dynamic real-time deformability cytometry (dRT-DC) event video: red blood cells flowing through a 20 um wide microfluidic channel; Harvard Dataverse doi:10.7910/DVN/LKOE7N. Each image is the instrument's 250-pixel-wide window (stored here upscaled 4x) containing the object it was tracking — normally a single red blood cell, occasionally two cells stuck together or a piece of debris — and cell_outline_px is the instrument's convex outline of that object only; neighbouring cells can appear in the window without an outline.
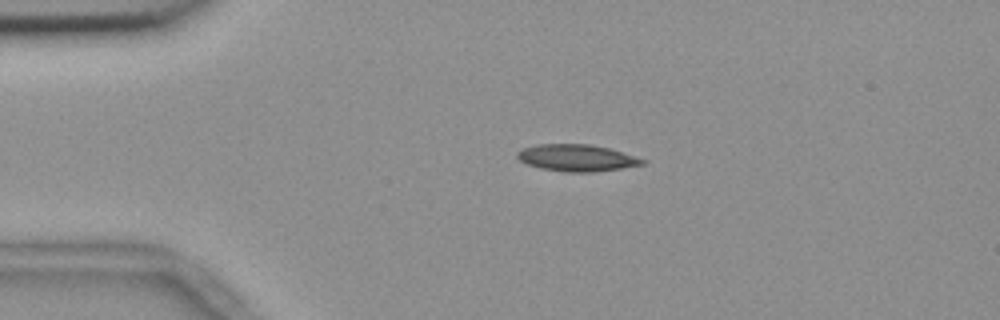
{"species": "common noctule bat (a hibernating species)", "species_latin": "Nyctalus noctula", "temperature_condition": "room temperature", "stored_images_in_passage": 44, "camera_frame_rate_fps": 3000, "um_per_image_px": 0.085, "animal": {"sex": "female", "body_mass_g": 18.4}, "frame": {"image": 1, "passage_image": 1, "time_ms": 0.0, "image_size_px": [1000, 320], "cell_outline_px": [[648, 160], [644, 164], [620, 168], [592, 172], [564, 172], [540, 168], [528, 164], [520, 160], [516, 156], [516, 152], [524, 148], [536, 144], [588, 144], [608, 148]], "centroid_in_image_um": [49.01, 13.42], "position_along_channel_um": 36.0, "area_um2": 19.42}}
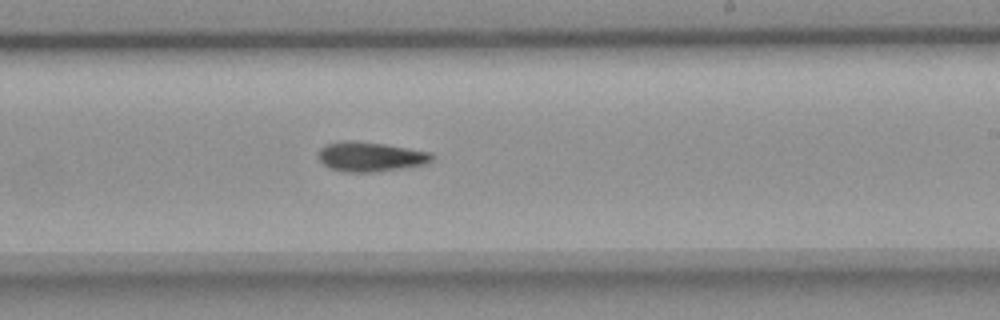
{"frame": {"image": 2, "passage_image": 22, "time_ms": 7.0, "image_size_px": [1000, 320], "cell_outline_px": [[436, 156], [428, 164], [376, 172], [344, 172], [328, 168], [316, 156], [320, 148], [324, 144], [344, 140], [352, 140], [384, 144], [432, 152]], "centroid_in_image_um": [31.48, 13.32], "position_along_channel_um": 257.5, "area_um2": 20.0}}
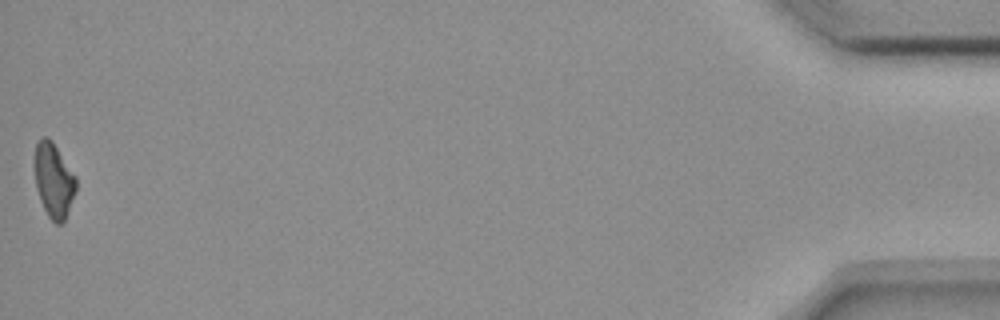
{"frame": {"image": 3, "passage_image": 44, "time_ms": 14.333, "image_size_px": [1000, 320], "cell_outline_px": [[76, 192], [64, 220], [60, 224], [56, 224], [48, 216], [40, 200], [36, 188], [32, 164], [36, 144], [40, 136], [48, 136], [52, 140], [76, 176]], "centroid_in_image_um": [4.53, 15.27], "position_along_channel_um": 430.7, "area_um2": 18.44}, "authors_computed_cell_mechanics": {"area_um2": 18.9584, "velocity_mm_per_s": 3.6887, "shape_relaxation_time_tau1_ms": 11.0041, "shape_relaxation_time_tau2_ms": null, "deformation_change_tau1": 0.2081, "deformation_change_tau2": null}}